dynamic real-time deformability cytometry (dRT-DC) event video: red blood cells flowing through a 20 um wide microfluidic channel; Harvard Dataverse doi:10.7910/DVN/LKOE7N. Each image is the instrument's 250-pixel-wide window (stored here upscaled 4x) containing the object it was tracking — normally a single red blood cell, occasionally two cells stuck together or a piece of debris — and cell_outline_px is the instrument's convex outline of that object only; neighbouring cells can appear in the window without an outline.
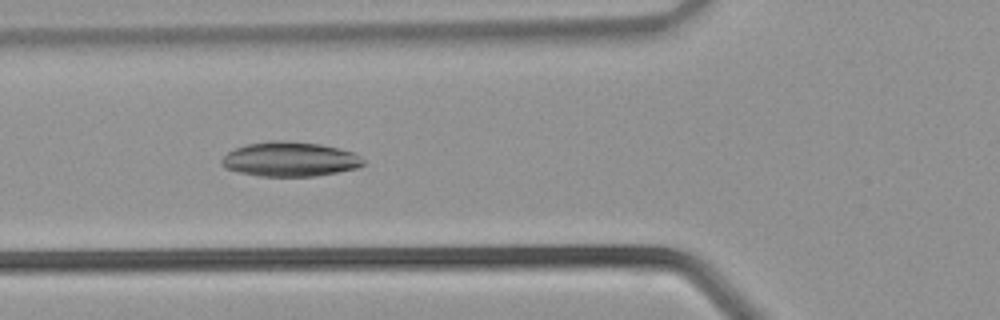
{"species": "common noctule bat (a hibernating species)", "species_latin": "Nyctalus noctula", "temperature_condition": "warm", "stored_images_in_passage": 26, "camera_frame_rate_fps": 3000, "um_per_image_px": 0.085, "animal": {"sex": "male", "body_mass_g": 21.5, "forearm_length_mm": 52.0}, "frame": {"image": 1, "passage_image": 6, "time_ms": 1.667, "image_size_px": [1000, 320], "cell_outline_px": [[364, 164], [356, 168], [316, 176], [260, 176], [236, 172], [224, 168], [220, 164], [220, 160], [228, 152], [236, 148], [248, 144], [272, 140], [284, 140], [320, 144], [352, 152], [360, 156], [364, 160]], "centroid_in_image_um": [24.6, 13.53], "position_along_channel_um": 101.2, "area_um2": 28.5}}
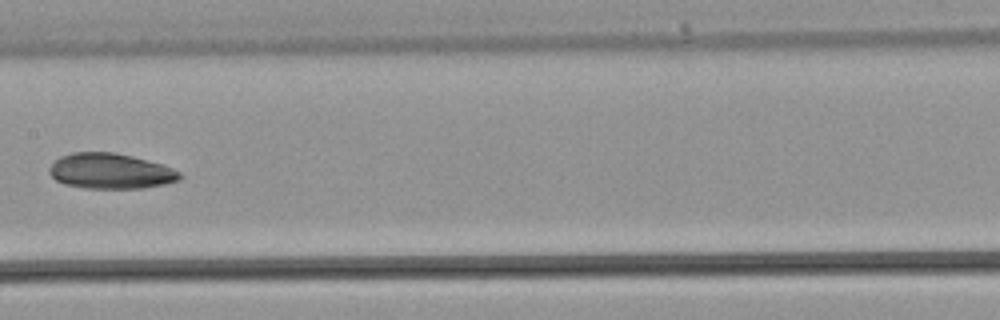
{"frame": {"image": 2, "passage_image": 11, "time_ms": 3.333, "image_size_px": [1000, 320], "cell_outline_px": [[184, 176], [180, 180], [164, 184], [144, 188], [84, 188], [64, 184], [56, 180], [48, 172], [48, 168], [60, 156], [72, 152], [112, 152], [132, 156], [160, 164], [172, 168], [180, 172]], "centroid_in_image_um": [9.39, 14.55], "position_along_channel_um": 198.0, "area_um2": 26.93}}
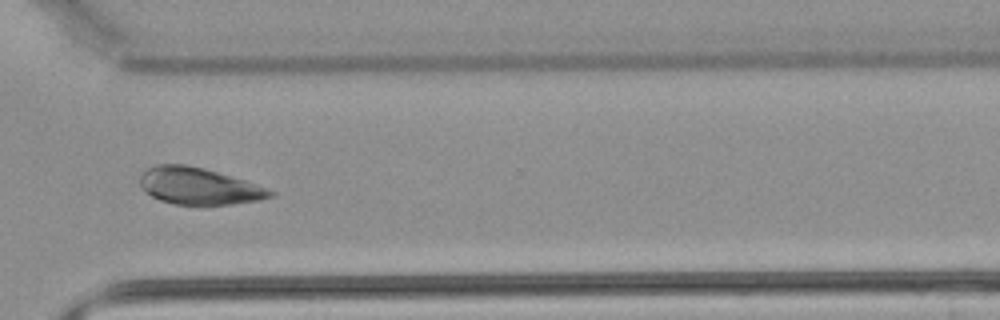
{"frame": {"image": 3, "passage_image": 19, "time_ms": 6.0, "image_size_px": [1000, 320], "cell_outline_px": [[276, 196], [256, 200], [232, 204], [172, 204], [160, 200], [144, 192], [140, 184], [140, 176], [148, 168], [156, 164], [184, 164], [204, 168], [244, 180], [256, 184], [276, 192]], "centroid_in_image_um": [16.88, 15.81], "position_along_channel_um": 353.7, "area_um2": 27.74}}